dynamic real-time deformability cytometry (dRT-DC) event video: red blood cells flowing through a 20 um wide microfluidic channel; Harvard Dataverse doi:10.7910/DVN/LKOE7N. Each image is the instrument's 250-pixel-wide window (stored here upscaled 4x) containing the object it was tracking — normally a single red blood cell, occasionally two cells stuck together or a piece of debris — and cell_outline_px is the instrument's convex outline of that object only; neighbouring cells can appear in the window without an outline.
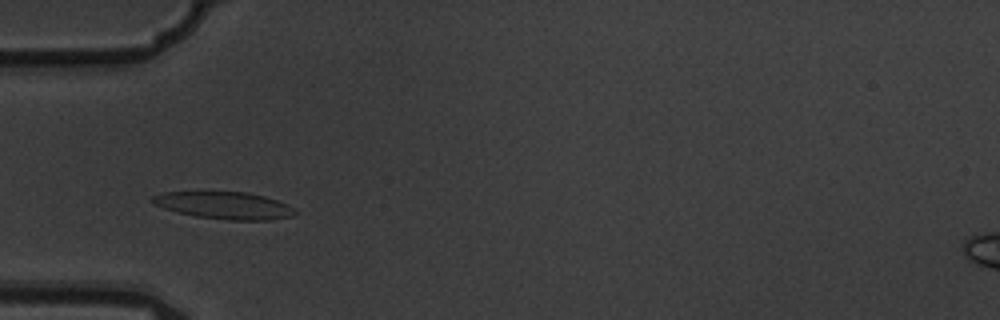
{"species": "common noctule bat (a hibernating species)", "species_latin": "Nyctalus noctula", "temperature_condition": "warm", "stored_images_in_passage": 7, "camera_frame_rate_fps": 3000, "um_per_image_px": 0.085, "animal": {"sex": "male", "body_mass_g": 19.5, "forearm_length_mm": 54.6}, "frame": {"image": 1, "passage_image": 3, "time_ms": 0.667, "image_size_px": [1000, 320], "cell_outline_px": [[296, 212], [292, 216], [268, 220], [228, 220], [196, 216], [164, 208], [152, 204], [148, 200], [152, 196], [164, 192], [248, 192], [264, 196], [288, 204]], "centroid_in_image_um": [19.04, 17.45], "position_along_channel_um": 66.0, "area_um2": 22.48}}
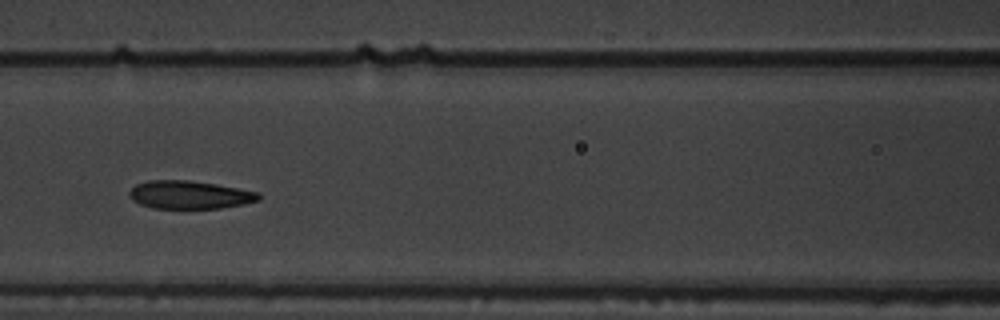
{"frame": {"image": 2, "passage_image": 5, "time_ms": 1.333, "image_size_px": [1000, 320], "cell_outline_px": [[260, 200], [244, 204], [220, 208], [152, 208], [140, 204], [132, 200], [128, 192], [136, 184], [148, 180], [188, 180], [216, 184], [260, 192]], "centroid_in_image_um": [16.12, 16.55], "position_along_channel_um": 150.5, "area_um2": 21.21}}
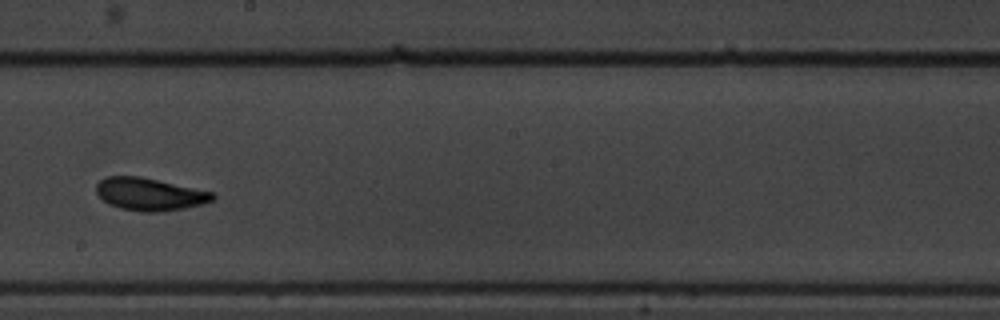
{"frame": {"image": 3, "passage_image": 7, "time_ms": 2.0, "image_size_px": [1000, 320], "cell_outline_px": [[216, 200], [184, 208], [160, 212], [140, 212], [120, 208], [108, 204], [96, 192], [96, 184], [100, 180], [108, 176], [140, 176], [212, 192], [216, 196]], "centroid_in_image_um": [12.71, 16.51], "position_along_channel_um": 235.5, "area_um2": 22.02}}